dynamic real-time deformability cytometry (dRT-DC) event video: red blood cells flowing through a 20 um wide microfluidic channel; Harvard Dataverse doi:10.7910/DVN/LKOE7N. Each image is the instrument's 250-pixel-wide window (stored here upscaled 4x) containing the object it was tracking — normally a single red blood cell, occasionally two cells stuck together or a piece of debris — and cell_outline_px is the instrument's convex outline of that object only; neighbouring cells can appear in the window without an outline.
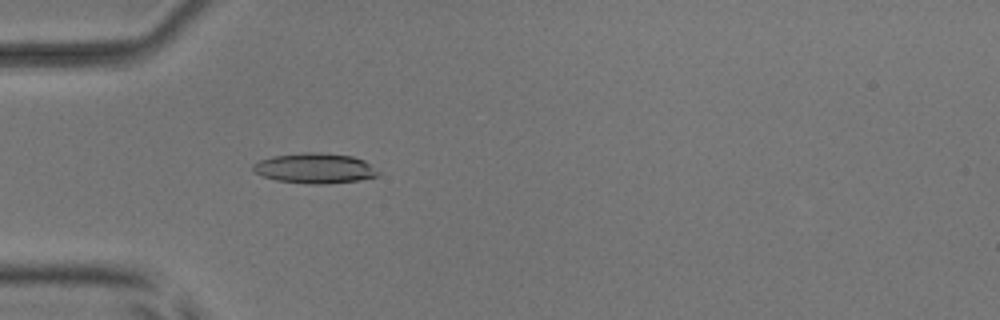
{"species": "common noctule bat (a hibernating species)", "species_latin": "Nyctalus noctula", "temperature_condition": "room temperature", "stored_images_in_passage": 54, "camera_frame_rate_fps": 3000, "um_per_image_px": 0.085, "animal": {"sex": "male", "body_mass_g": 17.9, "forearm_length_mm": 54.2}, "frame": {"image": 1, "passage_image": 17, "time_ms": 5.333, "image_size_px": [1000, 320], "cell_outline_px": [[380, 172], [376, 176], [360, 180], [324, 184], [308, 184], [276, 180], [264, 176], [256, 172], [252, 168], [252, 164], [260, 160], [272, 156], [304, 152], [320, 152], [352, 156], [364, 160]], "centroid_in_image_um": [26.76, 14.3], "position_along_channel_um": 58.2, "area_um2": 21.96}}
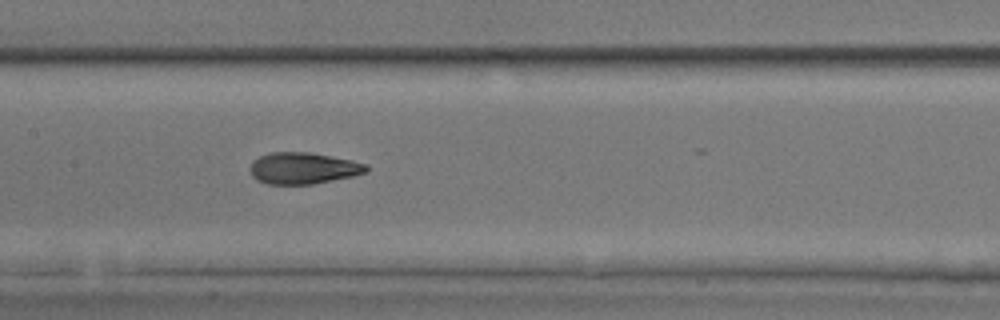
{"frame": {"image": 2, "passage_image": 27, "time_ms": 8.667, "image_size_px": [1000, 320], "cell_outline_px": [[368, 172], [352, 176], [312, 184], [268, 184], [256, 180], [252, 176], [252, 160], [268, 152], [308, 152], [352, 160], [368, 164]], "centroid_in_image_um": [25.78, 14.29], "position_along_channel_um": 181.6, "area_um2": 21.27}}
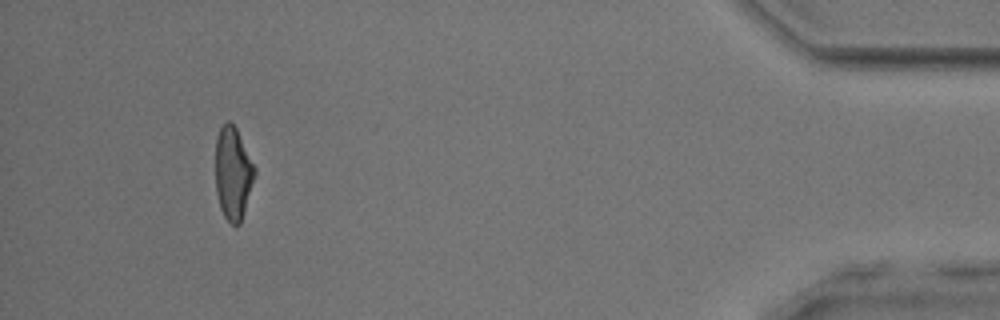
{"frame": {"image": 3, "passage_image": 50, "time_ms": 16.333, "image_size_px": [1000, 320], "cell_outline_px": [[256, 172], [240, 224], [232, 224], [224, 216], [220, 208], [216, 192], [216, 136], [220, 128], [228, 120], [236, 128], [256, 168]], "centroid_in_image_um": [19.8, 14.72], "position_along_channel_um": 415.4, "area_um2": 20.92}, "authors_computed_cell_mechanics": {"area_um2": 21.675, "velocity_mm_per_s": 3.8975, "shape_relaxation_time_tau1_ms": 5.6927, "shape_relaxation_time_tau2_ms": 1.2428, "deformation_change_tau1": 0.1958, "deformation_change_tau2": 0.0815}}